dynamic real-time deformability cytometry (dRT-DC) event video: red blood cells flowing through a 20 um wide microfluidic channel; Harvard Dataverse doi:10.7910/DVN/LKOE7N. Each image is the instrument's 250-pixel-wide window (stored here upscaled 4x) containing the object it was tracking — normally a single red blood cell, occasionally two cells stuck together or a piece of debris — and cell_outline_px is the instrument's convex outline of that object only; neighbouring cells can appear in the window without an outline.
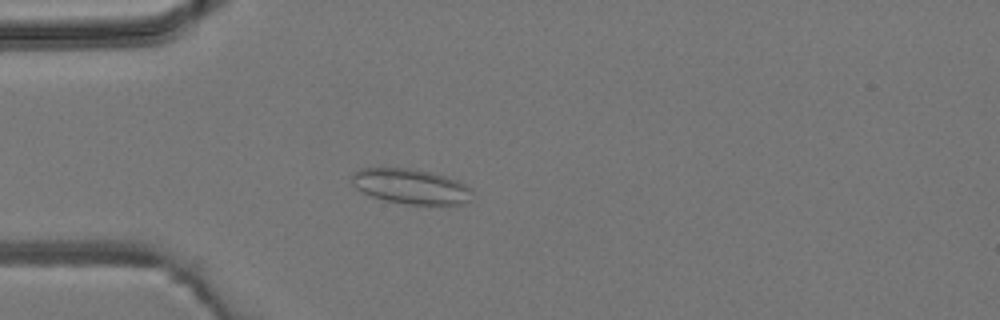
{"species": "common noctule bat (a hibernating species)", "species_latin": "Nyctalus noctula", "temperature_condition": "room temperature", "stored_images_in_passage": 1, "camera_frame_rate_fps": 3000, "um_per_image_px": 0.085, "animal": {"sex": "male", "body_mass_g": 19.2, "forearm_length_mm": 51.8}, "frame": {"image": 1, "passage_image": 1, "time_ms": 0.0, "image_size_px": [1000, 320], "cell_outline_px": [[472, 192], [468, 200], [460, 204], [408, 204], [384, 200], [372, 196], [356, 188], [352, 184], [352, 176], [360, 168], [408, 168], [428, 172], [444, 176], [456, 180], [472, 188]], "centroid_in_image_um": [34.9, 15.84], "position_along_channel_um": 50.1, "area_um2": 24.16}}